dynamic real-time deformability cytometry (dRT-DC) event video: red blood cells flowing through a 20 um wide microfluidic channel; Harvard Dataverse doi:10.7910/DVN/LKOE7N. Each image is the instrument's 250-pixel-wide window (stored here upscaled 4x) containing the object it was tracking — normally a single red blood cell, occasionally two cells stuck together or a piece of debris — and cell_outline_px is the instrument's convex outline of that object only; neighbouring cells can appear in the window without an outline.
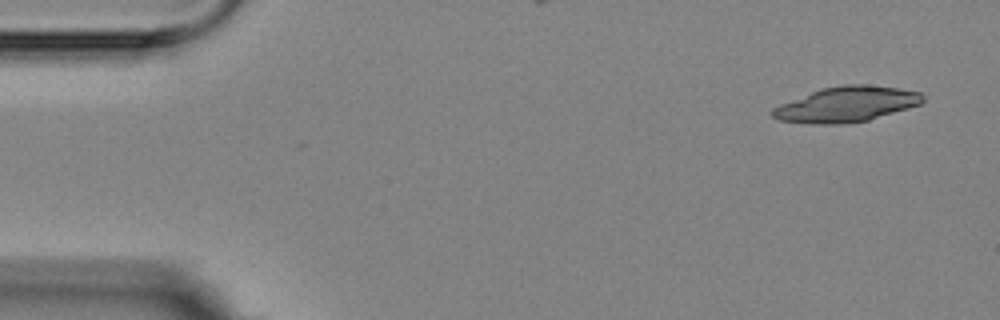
{"species": "Egyptian fruit bat (a non-hibernating species)", "species_latin": "Rousettus aegyptiacus", "temperature_condition": "room temperature", "stored_images_in_passage": 6, "camera_frame_rate_fps": 3000, "um_per_image_px": 0.085, "animal": {"sex": "female"}, "frame": {"image": 1, "passage_image": 1, "time_ms": 0.0, "image_size_px": [1000, 320], "cell_outline_px": [[924, 100], [920, 104], [908, 108], [868, 120], [844, 124], [812, 124], [780, 120], [772, 116], [772, 108], [780, 104], [820, 88], [844, 84], [868, 84], [900, 88], [920, 92], [924, 96]], "centroid_in_image_um": [71.96, 8.86], "position_along_channel_um": 13.0, "area_um2": 30.98}}
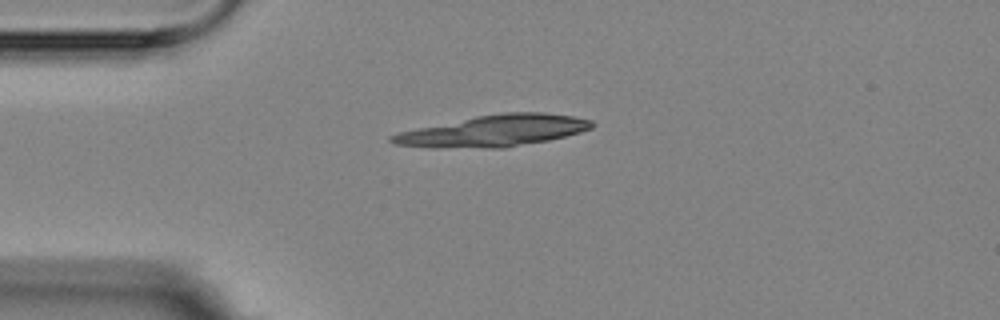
{"frame": {"image": 2, "passage_image": 4, "time_ms": 3.333, "image_size_px": [1000, 320], "cell_outline_px": [[596, 124], [592, 128], [580, 132], [548, 140], [504, 148], [428, 148], [392, 144], [388, 140], [388, 136], [396, 132], [476, 116], [504, 112], [544, 112], [572, 116], [592, 120]], "centroid_in_image_um": [41.91, 11.13], "position_along_channel_um": 43.1, "area_um2": 36.99}}